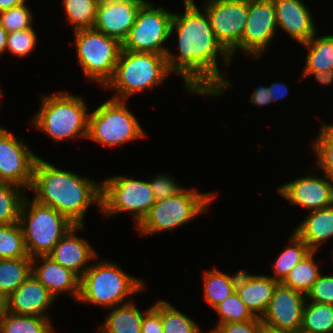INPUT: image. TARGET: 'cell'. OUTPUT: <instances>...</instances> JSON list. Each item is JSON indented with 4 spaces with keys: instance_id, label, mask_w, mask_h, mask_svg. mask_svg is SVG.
I'll return each mask as SVG.
<instances>
[{
    "instance_id": "5b68a950",
    "label": "cell",
    "mask_w": 333,
    "mask_h": 333,
    "mask_svg": "<svg viewBox=\"0 0 333 333\" xmlns=\"http://www.w3.org/2000/svg\"><path fill=\"white\" fill-rule=\"evenodd\" d=\"M170 74L166 55L121 50L114 75L103 89L115 90L110 98L128 101L136 93L162 86Z\"/></svg>"
},
{
    "instance_id": "8992f818",
    "label": "cell",
    "mask_w": 333,
    "mask_h": 333,
    "mask_svg": "<svg viewBox=\"0 0 333 333\" xmlns=\"http://www.w3.org/2000/svg\"><path fill=\"white\" fill-rule=\"evenodd\" d=\"M217 196L214 192H199L184 188L170 198L156 201L144 219L135 227L141 236L172 231L209 211Z\"/></svg>"
},
{
    "instance_id": "5bb4252c",
    "label": "cell",
    "mask_w": 333,
    "mask_h": 333,
    "mask_svg": "<svg viewBox=\"0 0 333 333\" xmlns=\"http://www.w3.org/2000/svg\"><path fill=\"white\" fill-rule=\"evenodd\" d=\"M39 156L7 128L0 127V181L27 191L32 184L33 168Z\"/></svg>"
},
{
    "instance_id": "bcb514c9",
    "label": "cell",
    "mask_w": 333,
    "mask_h": 333,
    "mask_svg": "<svg viewBox=\"0 0 333 333\" xmlns=\"http://www.w3.org/2000/svg\"><path fill=\"white\" fill-rule=\"evenodd\" d=\"M300 81L305 78L314 77L315 81L322 86H331L333 83V70L319 72H301Z\"/></svg>"
},
{
    "instance_id": "2e32d148",
    "label": "cell",
    "mask_w": 333,
    "mask_h": 333,
    "mask_svg": "<svg viewBox=\"0 0 333 333\" xmlns=\"http://www.w3.org/2000/svg\"><path fill=\"white\" fill-rule=\"evenodd\" d=\"M306 300V295L278 283L261 321L267 326L296 333L301 329Z\"/></svg>"
},
{
    "instance_id": "9c48e42d",
    "label": "cell",
    "mask_w": 333,
    "mask_h": 333,
    "mask_svg": "<svg viewBox=\"0 0 333 333\" xmlns=\"http://www.w3.org/2000/svg\"><path fill=\"white\" fill-rule=\"evenodd\" d=\"M74 32L77 63L88 82L104 88L112 79L122 44L94 28L79 29Z\"/></svg>"
},
{
    "instance_id": "681fc988",
    "label": "cell",
    "mask_w": 333,
    "mask_h": 333,
    "mask_svg": "<svg viewBox=\"0 0 333 333\" xmlns=\"http://www.w3.org/2000/svg\"><path fill=\"white\" fill-rule=\"evenodd\" d=\"M8 312V297L0 291V320Z\"/></svg>"
},
{
    "instance_id": "3957f363",
    "label": "cell",
    "mask_w": 333,
    "mask_h": 333,
    "mask_svg": "<svg viewBox=\"0 0 333 333\" xmlns=\"http://www.w3.org/2000/svg\"><path fill=\"white\" fill-rule=\"evenodd\" d=\"M97 258L98 256L94 260L95 263L93 262L80 277L77 302L100 306L107 310L132 301L133 295L147 289L145 280L128 274L116 262L105 258L96 262Z\"/></svg>"
},
{
    "instance_id": "1f68e13d",
    "label": "cell",
    "mask_w": 333,
    "mask_h": 333,
    "mask_svg": "<svg viewBox=\"0 0 333 333\" xmlns=\"http://www.w3.org/2000/svg\"><path fill=\"white\" fill-rule=\"evenodd\" d=\"M321 123L318 136L312 142V152L316 156L315 168L333 180V123Z\"/></svg>"
},
{
    "instance_id": "ffe728a7",
    "label": "cell",
    "mask_w": 333,
    "mask_h": 333,
    "mask_svg": "<svg viewBox=\"0 0 333 333\" xmlns=\"http://www.w3.org/2000/svg\"><path fill=\"white\" fill-rule=\"evenodd\" d=\"M56 300L55 296L31 273L8 297V312L51 319L48 311Z\"/></svg>"
},
{
    "instance_id": "7dc6e473",
    "label": "cell",
    "mask_w": 333,
    "mask_h": 333,
    "mask_svg": "<svg viewBox=\"0 0 333 333\" xmlns=\"http://www.w3.org/2000/svg\"><path fill=\"white\" fill-rule=\"evenodd\" d=\"M27 0H0V12L22 5Z\"/></svg>"
},
{
    "instance_id": "cb8c5ba5",
    "label": "cell",
    "mask_w": 333,
    "mask_h": 333,
    "mask_svg": "<svg viewBox=\"0 0 333 333\" xmlns=\"http://www.w3.org/2000/svg\"><path fill=\"white\" fill-rule=\"evenodd\" d=\"M152 307L140 310L134 299L128 303L107 309L110 311L98 333H141V324L144 314Z\"/></svg>"
},
{
    "instance_id": "816d5d0a",
    "label": "cell",
    "mask_w": 333,
    "mask_h": 333,
    "mask_svg": "<svg viewBox=\"0 0 333 333\" xmlns=\"http://www.w3.org/2000/svg\"><path fill=\"white\" fill-rule=\"evenodd\" d=\"M3 95V93H2V90H1V88H0V100H1V96ZM1 103L2 102H0V106H1ZM1 127V126H0Z\"/></svg>"
},
{
    "instance_id": "74e56055",
    "label": "cell",
    "mask_w": 333,
    "mask_h": 333,
    "mask_svg": "<svg viewBox=\"0 0 333 333\" xmlns=\"http://www.w3.org/2000/svg\"><path fill=\"white\" fill-rule=\"evenodd\" d=\"M34 27L8 33L5 52H10L16 57L29 56L38 43L37 32Z\"/></svg>"
},
{
    "instance_id": "7402d4cb",
    "label": "cell",
    "mask_w": 333,
    "mask_h": 333,
    "mask_svg": "<svg viewBox=\"0 0 333 333\" xmlns=\"http://www.w3.org/2000/svg\"><path fill=\"white\" fill-rule=\"evenodd\" d=\"M278 283L270 275L251 274L242 269L239 270L236 292L251 313L261 318L269 306Z\"/></svg>"
},
{
    "instance_id": "9a60e30c",
    "label": "cell",
    "mask_w": 333,
    "mask_h": 333,
    "mask_svg": "<svg viewBox=\"0 0 333 333\" xmlns=\"http://www.w3.org/2000/svg\"><path fill=\"white\" fill-rule=\"evenodd\" d=\"M315 172L303 177H296L278 188L277 193L291 206L306 209L308 212L320 210L333 205V180L326 174L319 176Z\"/></svg>"
},
{
    "instance_id": "8fae6325",
    "label": "cell",
    "mask_w": 333,
    "mask_h": 333,
    "mask_svg": "<svg viewBox=\"0 0 333 333\" xmlns=\"http://www.w3.org/2000/svg\"><path fill=\"white\" fill-rule=\"evenodd\" d=\"M173 13L146 0L137 12L134 25L122 43V50L166 55Z\"/></svg>"
},
{
    "instance_id": "7c38bea8",
    "label": "cell",
    "mask_w": 333,
    "mask_h": 333,
    "mask_svg": "<svg viewBox=\"0 0 333 333\" xmlns=\"http://www.w3.org/2000/svg\"><path fill=\"white\" fill-rule=\"evenodd\" d=\"M277 28L275 7L272 0H248V18L239 45L230 53L232 59L236 52L244 56L261 59L273 42ZM239 50V51H238Z\"/></svg>"
},
{
    "instance_id": "603a6c76",
    "label": "cell",
    "mask_w": 333,
    "mask_h": 333,
    "mask_svg": "<svg viewBox=\"0 0 333 333\" xmlns=\"http://www.w3.org/2000/svg\"><path fill=\"white\" fill-rule=\"evenodd\" d=\"M302 222L293 230L313 251L333 238V205L307 212Z\"/></svg>"
},
{
    "instance_id": "f546056e",
    "label": "cell",
    "mask_w": 333,
    "mask_h": 333,
    "mask_svg": "<svg viewBox=\"0 0 333 333\" xmlns=\"http://www.w3.org/2000/svg\"><path fill=\"white\" fill-rule=\"evenodd\" d=\"M51 319L7 312L0 320V333H55Z\"/></svg>"
},
{
    "instance_id": "f1b7e54d",
    "label": "cell",
    "mask_w": 333,
    "mask_h": 333,
    "mask_svg": "<svg viewBox=\"0 0 333 333\" xmlns=\"http://www.w3.org/2000/svg\"><path fill=\"white\" fill-rule=\"evenodd\" d=\"M31 273V257L0 259V291L9 297Z\"/></svg>"
},
{
    "instance_id": "6da1fadb",
    "label": "cell",
    "mask_w": 333,
    "mask_h": 333,
    "mask_svg": "<svg viewBox=\"0 0 333 333\" xmlns=\"http://www.w3.org/2000/svg\"><path fill=\"white\" fill-rule=\"evenodd\" d=\"M183 3V13L173 12L170 38L177 34L178 54L168 49V69L171 75L174 73L182 78L184 92L220 97L233 87L226 77L233 59L216 39L206 11L194 0H183ZM219 60H223L221 66Z\"/></svg>"
},
{
    "instance_id": "52a82bcc",
    "label": "cell",
    "mask_w": 333,
    "mask_h": 333,
    "mask_svg": "<svg viewBox=\"0 0 333 333\" xmlns=\"http://www.w3.org/2000/svg\"><path fill=\"white\" fill-rule=\"evenodd\" d=\"M29 257L47 256L67 231L74 226L50 206L25 196L18 221Z\"/></svg>"
},
{
    "instance_id": "e575fe53",
    "label": "cell",
    "mask_w": 333,
    "mask_h": 333,
    "mask_svg": "<svg viewBox=\"0 0 333 333\" xmlns=\"http://www.w3.org/2000/svg\"><path fill=\"white\" fill-rule=\"evenodd\" d=\"M29 257L19 223L0 224V259Z\"/></svg>"
},
{
    "instance_id": "f6af8a7d",
    "label": "cell",
    "mask_w": 333,
    "mask_h": 333,
    "mask_svg": "<svg viewBox=\"0 0 333 333\" xmlns=\"http://www.w3.org/2000/svg\"><path fill=\"white\" fill-rule=\"evenodd\" d=\"M249 100L254 105L260 107L267 106L268 104L272 103L269 95V90L267 89V86L265 87L263 85L253 89V93L250 95Z\"/></svg>"
},
{
    "instance_id": "4dcf8cb0",
    "label": "cell",
    "mask_w": 333,
    "mask_h": 333,
    "mask_svg": "<svg viewBox=\"0 0 333 333\" xmlns=\"http://www.w3.org/2000/svg\"><path fill=\"white\" fill-rule=\"evenodd\" d=\"M300 330L306 333H333V305L306 301Z\"/></svg>"
},
{
    "instance_id": "7bdbcfd3",
    "label": "cell",
    "mask_w": 333,
    "mask_h": 333,
    "mask_svg": "<svg viewBox=\"0 0 333 333\" xmlns=\"http://www.w3.org/2000/svg\"><path fill=\"white\" fill-rule=\"evenodd\" d=\"M141 333H164L162 328V300L155 302L144 314Z\"/></svg>"
},
{
    "instance_id": "60d3db41",
    "label": "cell",
    "mask_w": 333,
    "mask_h": 333,
    "mask_svg": "<svg viewBox=\"0 0 333 333\" xmlns=\"http://www.w3.org/2000/svg\"><path fill=\"white\" fill-rule=\"evenodd\" d=\"M306 301L333 305V273L320 274L312 289L306 295Z\"/></svg>"
},
{
    "instance_id": "30bf717a",
    "label": "cell",
    "mask_w": 333,
    "mask_h": 333,
    "mask_svg": "<svg viewBox=\"0 0 333 333\" xmlns=\"http://www.w3.org/2000/svg\"><path fill=\"white\" fill-rule=\"evenodd\" d=\"M156 202L148 180L121 175L101 181V214L104 218L125 213L132 215L136 227Z\"/></svg>"
},
{
    "instance_id": "d6a6232c",
    "label": "cell",
    "mask_w": 333,
    "mask_h": 333,
    "mask_svg": "<svg viewBox=\"0 0 333 333\" xmlns=\"http://www.w3.org/2000/svg\"><path fill=\"white\" fill-rule=\"evenodd\" d=\"M26 192L23 187L0 181V224L18 223Z\"/></svg>"
},
{
    "instance_id": "ba28073f",
    "label": "cell",
    "mask_w": 333,
    "mask_h": 333,
    "mask_svg": "<svg viewBox=\"0 0 333 333\" xmlns=\"http://www.w3.org/2000/svg\"><path fill=\"white\" fill-rule=\"evenodd\" d=\"M127 104L126 100L110 98L90 111L86 139L113 148L146 138V132Z\"/></svg>"
},
{
    "instance_id": "b9f144b4",
    "label": "cell",
    "mask_w": 333,
    "mask_h": 333,
    "mask_svg": "<svg viewBox=\"0 0 333 333\" xmlns=\"http://www.w3.org/2000/svg\"><path fill=\"white\" fill-rule=\"evenodd\" d=\"M261 318L255 317L253 320L245 322L226 323L214 326L208 333H261Z\"/></svg>"
},
{
    "instance_id": "4316f807",
    "label": "cell",
    "mask_w": 333,
    "mask_h": 333,
    "mask_svg": "<svg viewBox=\"0 0 333 333\" xmlns=\"http://www.w3.org/2000/svg\"><path fill=\"white\" fill-rule=\"evenodd\" d=\"M287 243V246L283 248L284 250L278 254L272 264L274 274L270 277L279 283L286 278L295 265L312 251L294 231L290 234Z\"/></svg>"
},
{
    "instance_id": "f5cc1de1",
    "label": "cell",
    "mask_w": 333,
    "mask_h": 333,
    "mask_svg": "<svg viewBox=\"0 0 333 333\" xmlns=\"http://www.w3.org/2000/svg\"><path fill=\"white\" fill-rule=\"evenodd\" d=\"M296 333H306V332H303V331L299 330V331H297Z\"/></svg>"
},
{
    "instance_id": "8d00e7d4",
    "label": "cell",
    "mask_w": 333,
    "mask_h": 333,
    "mask_svg": "<svg viewBox=\"0 0 333 333\" xmlns=\"http://www.w3.org/2000/svg\"><path fill=\"white\" fill-rule=\"evenodd\" d=\"M213 311L219 316L215 326L226 323L245 322L255 318L241 301L236 291L215 307Z\"/></svg>"
},
{
    "instance_id": "e0dca14e",
    "label": "cell",
    "mask_w": 333,
    "mask_h": 333,
    "mask_svg": "<svg viewBox=\"0 0 333 333\" xmlns=\"http://www.w3.org/2000/svg\"><path fill=\"white\" fill-rule=\"evenodd\" d=\"M146 0H102L97 6L94 29L121 44L127 38L141 5Z\"/></svg>"
},
{
    "instance_id": "ac0fdd59",
    "label": "cell",
    "mask_w": 333,
    "mask_h": 333,
    "mask_svg": "<svg viewBox=\"0 0 333 333\" xmlns=\"http://www.w3.org/2000/svg\"><path fill=\"white\" fill-rule=\"evenodd\" d=\"M85 230V225H74L47 255L79 277L86 272L98 256L97 251L87 239L77 236V232Z\"/></svg>"
},
{
    "instance_id": "7a4b0ae2",
    "label": "cell",
    "mask_w": 333,
    "mask_h": 333,
    "mask_svg": "<svg viewBox=\"0 0 333 333\" xmlns=\"http://www.w3.org/2000/svg\"><path fill=\"white\" fill-rule=\"evenodd\" d=\"M28 191L34 193L35 201L54 208L74 225H85L84 218L91 205L101 212L100 181L58 168L40 156Z\"/></svg>"
},
{
    "instance_id": "ee69618b",
    "label": "cell",
    "mask_w": 333,
    "mask_h": 333,
    "mask_svg": "<svg viewBox=\"0 0 333 333\" xmlns=\"http://www.w3.org/2000/svg\"><path fill=\"white\" fill-rule=\"evenodd\" d=\"M269 90L270 99L272 104L279 102V100L288 97L289 87L283 82H273L267 86Z\"/></svg>"
},
{
    "instance_id": "44dd1931",
    "label": "cell",
    "mask_w": 333,
    "mask_h": 333,
    "mask_svg": "<svg viewBox=\"0 0 333 333\" xmlns=\"http://www.w3.org/2000/svg\"><path fill=\"white\" fill-rule=\"evenodd\" d=\"M40 261L42 264L37 265V262L40 263ZM32 274L56 299L57 297L59 298L60 295L67 293L75 301L78 300L80 277L73 271L53 261L49 256H37L32 258Z\"/></svg>"
},
{
    "instance_id": "484cf974",
    "label": "cell",
    "mask_w": 333,
    "mask_h": 333,
    "mask_svg": "<svg viewBox=\"0 0 333 333\" xmlns=\"http://www.w3.org/2000/svg\"><path fill=\"white\" fill-rule=\"evenodd\" d=\"M301 44L307 50L302 72L333 70V35H317Z\"/></svg>"
},
{
    "instance_id": "d6986e66",
    "label": "cell",
    "mask_w": 333,
    "mask_h": 333,
    "mask_svg": "<svg viewBox=\"0 0 333 333\" xmlns=\"http://www.w3.org/2000/svg\"><path fill=\"white\" fill-rule=\"evenodd\" d=\"M277 28L298 42L300 45L308 42L317 32L312 11L303 0H272Z\"/></svg>"
},
{
    "instance_id": "83f0119b",
    "label": "cell",
    "mask_w": 333,
    "mask_h": 333,
    "mask_svg": "<svg viewBox=\"0 0 333 333\" xmlns=\"http://www.w3.org/2000/svg\"><path fill=\"white\" fill-rule=\"evenodd\" d=\"M316 253L318 252L312 250L292 268L281 283L297 292L307 295L321 274L320 266L314 258L317 255Z\"/></svg>"
},
{
    "instance_id": "c3c4849f",
    "label": "cell",
    "mask_w": 333,
    "mask_h": 333,
    "mask_svg": "<svg viewBox=\"0 0 333 333\" xmlns=\"http://www.w3.org/2000/svg\"><path fill=\"white\" fill-rule=\"evenodd\" d=\"M7 36L8 32L0 24V57L2 56L3 53L5 54V49L7 45Z\"/></svg>"
},
{
    "instance_id": "d590c367",
    "label": "cell",
    "mask_w": 333,
    "mask_h": 333,
    "mask_svg": "<svg viewBox=\"0 0 333 333\" xmlns=\"http://www.w3.org/2000/svg\"><path fill=\"white\" fill-rule=\"evenodd\" d=\"M162 328L164 333H204L195 319L167 300H162Z\"/></svg>"
},
{
    "instance_id": "4fadbf2b",
    "label": "cell",
    "mask_w": 333,
    "mask_h": 333,
    "mask_svg": "<svg viewBox=\"0 0 333 333\" xmlns=\"http://www.w3.org/2000/svg\"><path fill=\"white\" fill-rule=\"evenodd\" d=\"M216 39L231 53L240 43L248 18V0H204Z\"/></svg>"
},
{
    "instance_id": "836d02e7",
    "label": "cell",
    "mask_w": 333,
    "mask_h": 333,
    "mask_svg": "<svg viewBox=\"0 0 333 333\" xmlns=\"http://www.w3.org/2000/svg\"><path fill=\"white\" fill-rule=\"evenodd\" d=\"M98 3V0H62L66 21L73 31L94 27Z\"/></svg>"
},
{
    "instance_id": "f35d334b",
    "label": "cell",
    "mask_w": 333,
    "mask_h": 333,
    "mask_svg": "<svg viewBox=\"0 0 333 333\" xmlns=\"http://www.w3.org/2000/svg\"><path fill=\"white\" fill-rule=\"evenodd\" d=\"M33 13L27 1L17 7L0 12V24L8 33L29 29L33 26Z\"/></svg>"
},
{
    "instance_id": "ab89813d",
    "label": "cell",
    "mask_w": 333,
    "mask_h": 333,
    "mask_svg": "<svg viewBox=\"0 0 333 333\" xmlns=\"http://www.w3.org/2000/svg\"><path fill=\"white\" fill-rule=\"evenodd\" d=\"M173 177L174 176H171V174L162 173L157 176L153 175V177L148 180L156 201L170 198L184 189Z\"/></svg>"
},
{
    "instance_id": "d4e9b609",
    "label": "cell",
    "mask_w": 333,
    "mask_h": 333,
    "mask_svg": "<svg viewBox=\"0 0 333 333\" xmlns=\"http://www.w3.org/2000/svg\"><path fill=\"white\" fill-rule=\"evenodd\" d=\"M239 271L233 274L216 268L203 271V299L212 310L236 291Z\"/></svg>"
},
{
    "instance_id": "277c9868",
    "label": "cell",
    "mask_w": 333,
    "mask_h": 333,
    "mask_svg": "<svg viewBox=\"0 0 333 333\" xmlns=\"http://www.w3.org/2000/svg\"><path fill=\"white\" fill-rule=\"evenodd\" d=\"M41 105L29 124L50 137L53 142L87 138L88 103L81 95L65 90L41 96ZM88 110V111H87Z\"/></svg>"
},
{
    "instance_id": "f907efd6",
    "label": "cell",
    "mask_w": 333,
    "mask_h": 333,
    "mask_svg": "<svg viewBox=\"0 0 333 333\" xmlns=\"http://www.w3.org/2000/svg\"><path fill=\"white\" fill-rule=\"evenodd\" d=\"M261 333H294V332L282 329H276L262 323Z\"/></svg>"
}]
</instances>
